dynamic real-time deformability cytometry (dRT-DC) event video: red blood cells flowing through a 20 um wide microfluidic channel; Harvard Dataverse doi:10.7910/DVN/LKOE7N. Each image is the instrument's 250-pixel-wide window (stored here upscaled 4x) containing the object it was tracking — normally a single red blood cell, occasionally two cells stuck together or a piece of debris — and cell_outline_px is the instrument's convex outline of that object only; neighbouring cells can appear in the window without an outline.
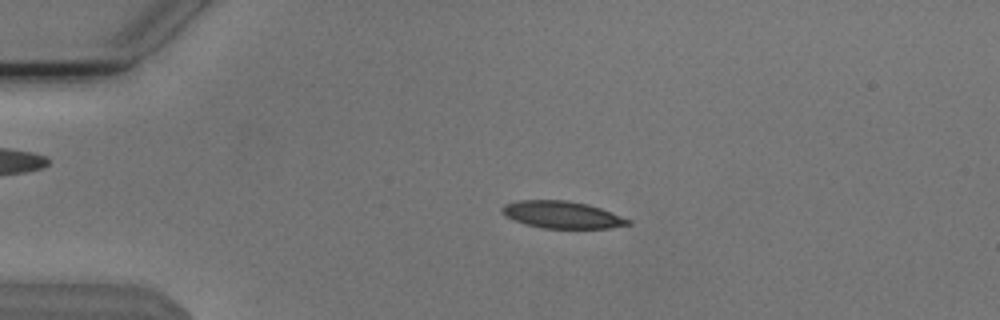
{"species": "Egyptian fruit bat (a non-hibernating species)", "species_latin": "Rousettus aegyptiacus", "temperature_condition": "cold", "stored_images_in_passage": 21, "camera_frame_rate_fps": 3000, "um_per_image_px": 0.085, "animal": {"sex": "male"}, "frame": {"image": 1, "passage_image": 12, "time_ms": 3.667, "image_size_px": [1000, 320], "cell_outline_px": [[632, 224], [612, 228], [540, 228], [524, 224], [512, 220], [504, 216], [500, 212], [500, 208], [504, 204], [520, 200], [568, 200], [588, 204], [600, 208], [632, 220]], "centroid_in_image_um": [47.74, 18.25], "position_along_channel_um": 37.3, "area_um2": 20.23}}
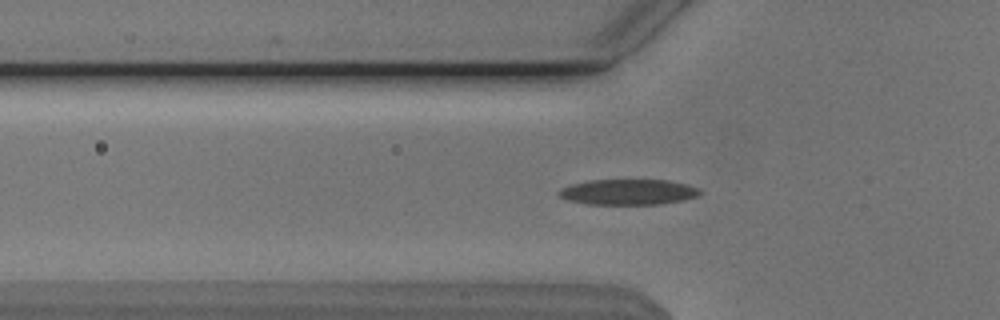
{"frame": {"image": 2, "passage_image": 18, "time_ms": 5.667, "image_size_px": [1000, 320], "cell_outline_px": [[704, 192], [696, 196], [684, 200], [660, 204], [584, 204], [568, 200], [560, 196], [556, 192], [560, 188], [572, 184], [588, 180], [668, 180], [688, 184], [700, 188]], "centroid_in_image_um": [53.41, 16.32], "position_along_channel_um": 72.4, "area_um2": 21.21}}